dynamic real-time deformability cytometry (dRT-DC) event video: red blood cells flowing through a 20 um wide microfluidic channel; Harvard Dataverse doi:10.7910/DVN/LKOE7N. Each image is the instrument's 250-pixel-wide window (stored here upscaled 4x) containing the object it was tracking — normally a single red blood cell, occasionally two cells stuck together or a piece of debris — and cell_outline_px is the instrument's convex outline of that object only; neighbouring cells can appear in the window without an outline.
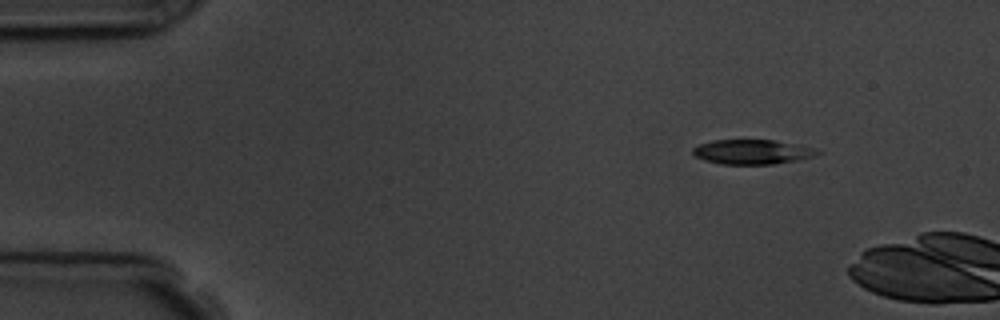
{"species": "common noctule bat (a hibernating species)", "species_latin": "Nyctalus noctula", "temperature_condition": "room temperature", "stored_images_in_passage": 2, "camera_frame_rate_fps": 3000, "um_per_image_px": 0.085, "animal": {"sex": "male", "body_mass_g": 19.5, "forearm_length_mm": 54.6}, "frame": {"image": 1, "passage_image": 1, "time_ms": 0.0, "image_size_px": [1000, 320], "cell_outline_px": [[824, 152], [816, 156], [776, 164], [720, 164], [704, 160], [696, 156], [692, 152], [692, 148], [700, 144], [712, 140], [772, 140], [816, 148]], "centroid_in_image_um": [63.97, 12.91], "position_along_channel_um": 21.0, "area_um2": 17.92}}